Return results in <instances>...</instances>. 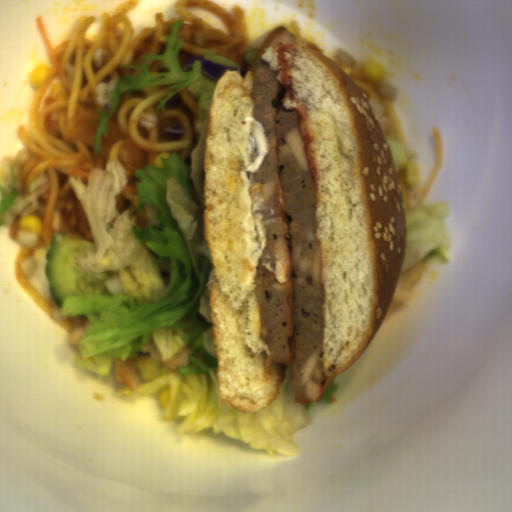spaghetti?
I'll return each instance as SVG.
<instances>
[{
	"label": "spaghetti",
	"mask_w": 512,
	"mask_h": 512,
	"mask_svg": "<svg viewBox=\"0 0 512 512\" xmlns=\"http://www.w3.org/2000/svg\"><path fill=\"white\" fill-rule=\"evenodd\" d=\"M170 88L156 84L126 93L118 99L114 119L136 145L154 151L155 158L169 153L189 163L199 139L195 129L198 99L193 90L185 88L167 99L156 111ZM145 112L153 114L158 121L149 131L137 122L140 114Z\"/></svg>",
	"instance_id": "8bdb9b5d"
},
{
	"label": "spaghetti",
	"mask_w": 512,
	"mask_h": 512,
	"mask_svg": "<svg viewBox=\"0 0 512 512\" xmlns=\"http://www.w3.org/2000/svg\"><path fill=\"white\" fill-rule=\"evenodd\" d=\"M348 76L356 83V85L363 91L367 98L373 99L379 103L384 115L387 116L389 124L385 136L391 141L401 145L406 144L405 133L398 118L392 99H386L380 95L376 82H371L362 73L361 69H347L344 70Z\"/></svg>",
	"instance_id": "4aaf3555"
},
{
	"label": "spaghetti",
	"mask_w": 512,
	"mask_h": 512,
	"mask_svg": "<svg viewBox=\"0 0 512 512\" xmlns=\"http://www.w3.org/2000/svg\"><path fill=\"white\" fill-rule=\"evenodd\" d=\"M135 171V170H134ZM134 171L128 170L125 176V182L118 193L115 203L119 210L124 212H137V182L138 178Z\"/></svg>",
	"instance_id": "1bdccc4e"
},
{
	"label": "spaghetti",
	"mask_w": 512,
	"mask_h": 512,
	"mask_svg": "<svg viewBox=\"0 0 512 512\" xmlns=\"http://www.w3.org/2000/svg\"><path fill=\"white\" fill-rule=\"evenodd\" d=\"M138 4L131 0L114 13H103L95 38H88L86 31L97 18L85 15L79 20L70 39L53 50L60 72L50 68L37 86L27 114L29 128L17 127V135L31 155L21 171L22 194L26 196L34 180L47 171L50 185L41 231L39 235L35 232L38 243L20 249L15 274L26 292L67 332L86 330V317L62 314L64 303L57 307L52 296L46 298L36 288L25 272V261L35 249L50 247L59 232L71 233L56 206L62 193L72 191L69 178L79 175L86 181L93 169L103 168L110 157L95 150L100 124L97 86L131 74L133 70L124 65H137L147 55L161 54L177 20H182L179 36L183 45L177 56L182 69L190 57L205 58L207 52L239 63L241 76L250 65L244 56L249 47L243 8L232 6L231 16L211 0H178L172 19L164 20L158 12L154 26L133 36L127 14Z\"/></svg>",
	"instance_id": "c7327b10"
}]
</instances>
